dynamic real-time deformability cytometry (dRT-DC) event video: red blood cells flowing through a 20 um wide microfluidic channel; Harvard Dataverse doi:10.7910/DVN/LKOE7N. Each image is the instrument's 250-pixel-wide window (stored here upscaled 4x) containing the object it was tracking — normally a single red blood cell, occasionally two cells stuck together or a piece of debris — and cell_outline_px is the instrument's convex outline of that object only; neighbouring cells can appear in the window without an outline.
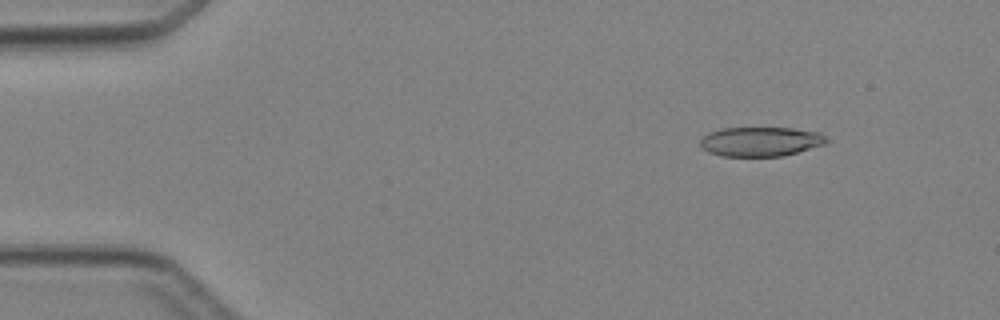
{"species": "Egyptian fruit bat (a non-hibernating species)", "species_latin": "Rousettus aegyptiacus", "temperature_condition": "cold", "stored_images_in_passage": 4, "camera_frame_rate_fps": 3000, "um_per_image_px": 0.085, "animal": {"sex": "female"}, "frame": {"image": 1, "passage_image": 2, "time_ms": 1.333, "image_size_px": [1000, 320], "cell_outline_px": [[828, 140], [824, 144], [796, 152], [780, 156], [724, 156], [708, 152], [700, 144], [700, 140], [704, 136], [712, 132], [724, 128], [792, 128], [820, 132]], "centroid_in_image_um": [64.66, 12.03], "position_along_channel_um": 20.3, "area_um2": 21.27}}